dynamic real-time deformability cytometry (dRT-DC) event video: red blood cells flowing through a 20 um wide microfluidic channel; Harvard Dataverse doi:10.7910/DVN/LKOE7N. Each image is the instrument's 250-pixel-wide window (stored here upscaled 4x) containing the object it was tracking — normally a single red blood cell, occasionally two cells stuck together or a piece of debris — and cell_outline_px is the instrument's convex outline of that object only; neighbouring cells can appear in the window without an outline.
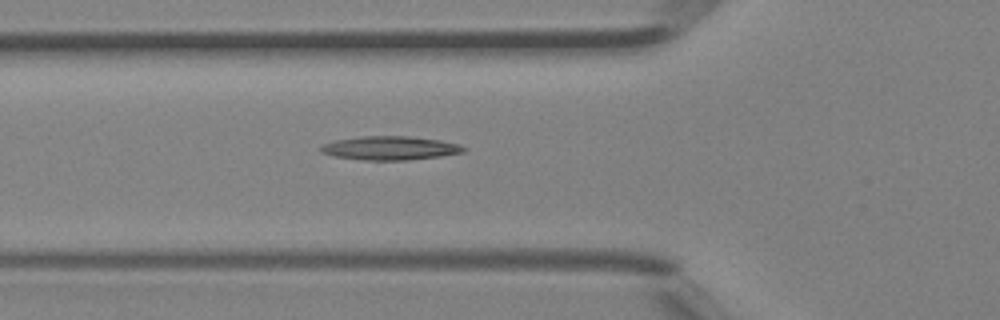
{"species": "Egyptian fruit bat (a non-hibernating species)", "species_latin": "Rousettus aegyptiacus", "temperature_condition": "room temperature", "stored_images_in_passage": 4, "camera_frame_rate_fps": 3000, "um_per_image_px": 0.085, "animal": {"sex": "female"}, "frame": {"image": 1, "passage_image": 4, "time_ms": 1.0, "image_size_px": [1000, 320], "cell_outline_px": [[468, 148], [464, 152], [440, 156], [408, 160], [360, 160], [332, 156], [320, 152], [320, 148], [324, 144], [336, 140], [360, 136], [408, 136], [440, 140], [456, 144]], "centroid_in_image_um": [33.13, 12.59], "position_along_channel_um": 92.7, "area_um2": 19.77}}